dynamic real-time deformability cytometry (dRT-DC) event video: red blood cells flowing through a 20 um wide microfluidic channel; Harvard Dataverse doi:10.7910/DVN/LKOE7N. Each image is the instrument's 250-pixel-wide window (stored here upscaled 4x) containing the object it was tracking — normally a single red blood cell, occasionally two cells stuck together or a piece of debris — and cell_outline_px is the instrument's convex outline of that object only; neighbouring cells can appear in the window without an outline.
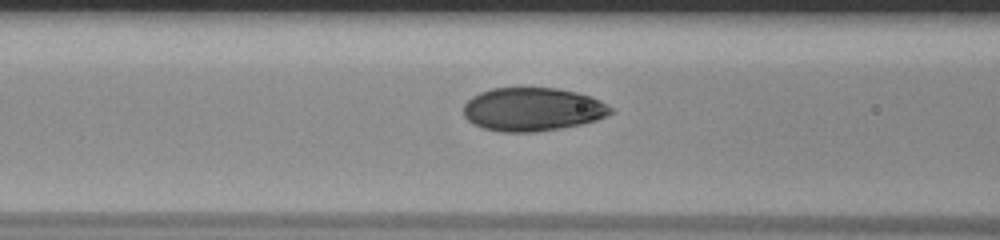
{"species": "human", "species_latin": "Homo sapiens", "temperature_condition": "room temperature", "stored_images_in_passage": 42, "camera_frame_rate_fps": 3000, "um_per_image_px": 0.085, "donor": {"sex": "male"}, "frame": {"image": 1, "passage_image": 15, "time_ms": 4.667, "image_size_px": [1000, 240], "cell_outline_px": [[612, 112], [608, 116], [596, 120], [580, 124], [560, 128], [536, 132], [500, 132], [484, 128], [468, 120], [464, 116], [464, 104], [472, 96], [480, 92], [492, 88], [556, 88], [576, 92], [600, 100], [612, 108]], "centroid_in_image_um": [45.26, 9.29], "position_along_channel_um": 121.3, "area_um2": 37.11}}
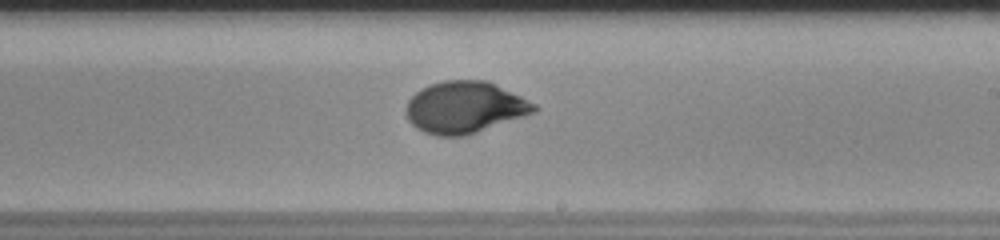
{"frame": {"image": 2, "passage_image": 25, "time_ms": 8.0, "image_size_px": [1000, 240], "cell_outline_px": [[540, 108], [536, 112], [468, 136], [436, 136], [424, 132], [416, 128], [408, 120], [404, 112], [404, 108], [408, 100], [420, 88], [444, 80], [484, 80], [520, 96], [536, 104]], "centroid_in_image_um": [39.47, 9.15], "position_along_channel_um": 249.5, "area_um2": 38.84}}
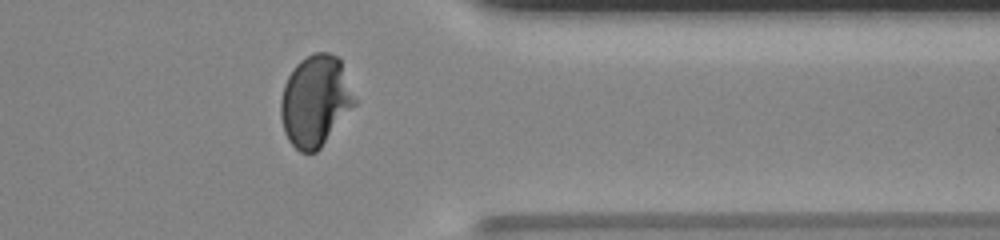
{"frame": {"image": 3, "passage_image": 36, "time_ms": 11.667, "image_size_px": [1000, 240], "cell_outline_px": [[356, 104], [320, 148], [316, 152], [300, 152], [288, 140], [284, 132], [280, 116], [280, 100], [284, 84], [288, 76], [296, 64], [300, 60], [316, 52], [328, 52], [336, 56], [340, 60], [356, 100]], "centroid_in_image_um": [26.78, 8.58], "position_along_channel_um": 384.6, "area_um2": 39.02}}